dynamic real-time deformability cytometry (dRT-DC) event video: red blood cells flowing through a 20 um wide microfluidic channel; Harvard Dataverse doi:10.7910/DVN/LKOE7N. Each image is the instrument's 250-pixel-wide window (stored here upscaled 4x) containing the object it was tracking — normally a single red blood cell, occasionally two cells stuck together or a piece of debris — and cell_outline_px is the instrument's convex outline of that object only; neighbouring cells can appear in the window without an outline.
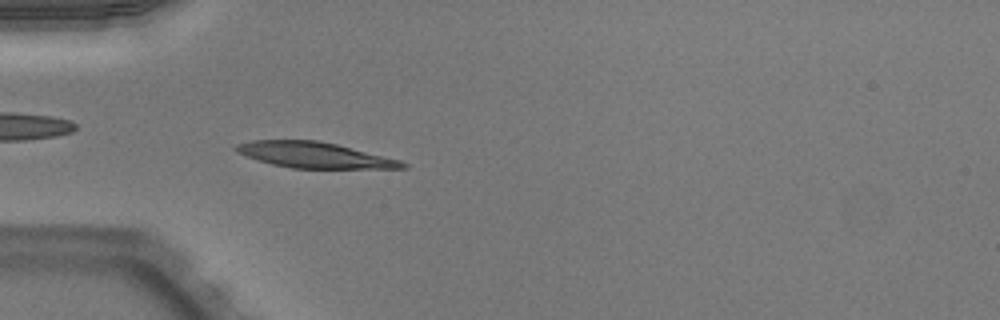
{"species": "Egyptian fruit bat (a non-hibernating species)", "species_latin": "Rousettus aegyptiacus", "temperature_condition": "warm", "stored_images_in_passage": 46, "camera_frame_rate_fps": 3000, "um_per_image_px": 0.085, "animal": {"sex": "male"}, "frame": {"image": 1, "passage_image": 11, "time_ms": 3.333, "image_size_px": [1000, 320], "cell_outline_px": [[408, 168], [292, 168], [272, 164], [236, 152], [232, 148], [236, 144], [252, 140], [316, 140], [336, 144], [400, 160], [408, 164]], "centroid_in_image_um": [26.7, 13.17], "position_along_channel_um": 58.3, "area_um2": 24.68}}
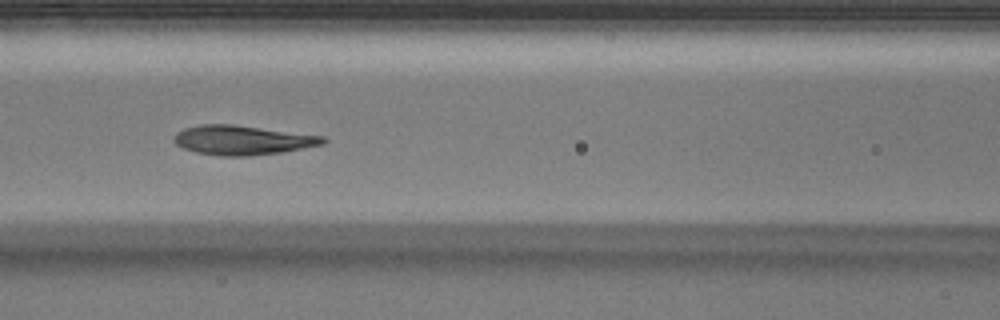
{"frame": {"image": 2, "passage_image": 18, "time_ms": 5.667, "image_size_px": [1000, 320], "cell_outline_px": [[328, 140], [324, 144], [280, 152], [248, 156], [220, 156], [196, 152], [184, 148], [176, 144], [172, 140], [176, 132], [184, 128], [200, 124], [232, 124], [324, 136]], "centroid_in_image_um": [20.58, 11.9], "position_along_channel_um": 146.0, "area_um2": 25.49}}
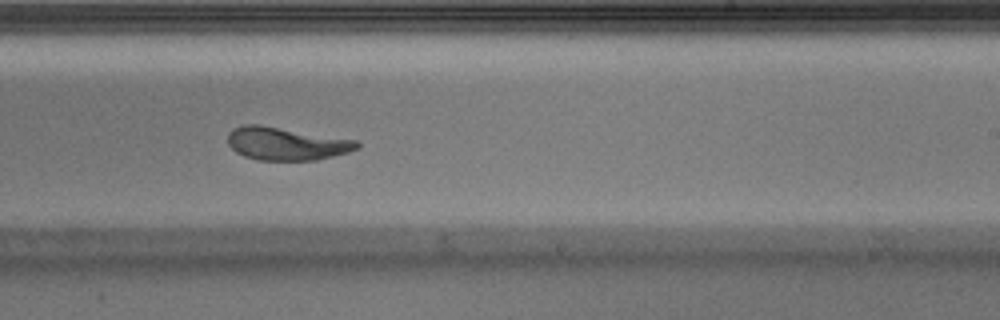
{"frame": {"image": 3, "passage_image": 27, "time_ms": 8.667, "image_size_px": [1000, 320], "cell_outline_px": [[360, 148], [348, 152], [316, 160], [260, 160], [244, 156], [236, 152], [228, 144], [228, 132], [232, 128], [244, 124], [260, 124], [356, 140], [360, 144]], "centroid_in_image_um": [24.31, 12.2], "position_along_channel_um": 264.7, "area_um2": 24.85}, "authors_computed_cell_mechanics": {"area_um2": 25.2875, "velocity_mm_per_s": 3.9633, "shape_relaxation_time_tau1_ms": 3.8772, "shape_relaxation_time_tau2_ms": 1.1995, "deformation_change_tau1": 0.1895, "deformation_change_tau2": 0.0696}}